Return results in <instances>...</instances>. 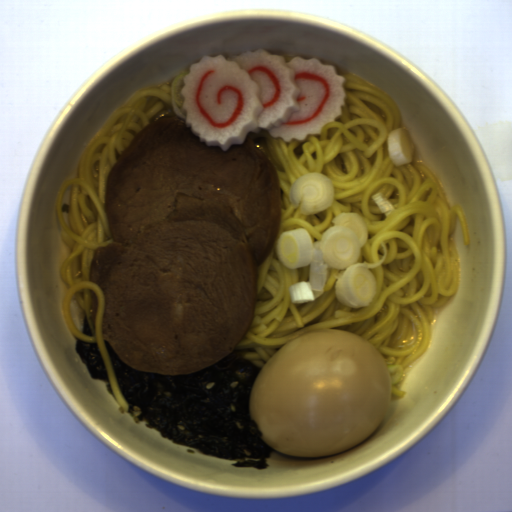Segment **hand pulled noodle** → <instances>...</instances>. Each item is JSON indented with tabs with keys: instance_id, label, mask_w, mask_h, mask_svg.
Returning <instances> with one entry per match:
<instances>
[{
	"instance_id": "hand-pulled-noodle-1",
	"label": "hand pulled noodle",
	"mask_w": 512,
	"mask_h": 512,
	"mask_svg": "<svg viewBox=\"0 0 512 512\" xmlns=\"http://www.w3.org/2000/svg\"><path fill=\"white\" fill-rule=\"evenodd\" d=\"M346 94L341 115L307 134L304 141L285 142L268 131L250 132L278 173L281 221L276 238L286 230L306 228L312 242L333 226L342 212L361 215L368 231L358 262L376 263L377 294L371 305L348 307L336 298L338 270L329 269L325 292L315 302L293 304L288 288L308 281L309 267L287 269L275 252V241L256 267L252 321L238 350L243 359L262 367L296 338L320 328L359 335L371 343L388 365L403 369L419 358L431 342L437 307L455 295L460 263L456 218L466 246L471 236L464 213L448 201L432 168L421 159L396 166L388 138L405 128L399 104L390 93L361 78L344 76ZM320 173L334 186L331 207L306 215L290 199L289 189L302 175ZM381 192L394 211L385 216L372 195Z\"/></svg>"
},
{
	"instance_id": "hand-pulled-noodle-2",
	"label": "hand pulled noodle",
	"mask_w": 512,
	"mask_h": 512,
	"mask_svg": "<svg viewBox=\"0 0 512 512\" xmlns=\"http://www.w3.org/2000/svg\"><path fill=\"white\" fill-rule=\"evenodd\" d=\"M168 117H177L172 106L171 82L136 90L98 126L80 155L76 177L61 183L55 197L57 218L62 228L59 236L69 250L58 268L65 287L61 311L66 328L74 339L97 344L107 369L110 391L126 411L129 405L120 391L103 338L105 293L95 282H90L91 268L95 251L114 242L106 210L111 170L145 127ZM89 289L97 298L96 330ZM70 297L77 299L81 308L79 330L69 314ZM85 315L93 337L81 332Z\"/></svg>"
},
{
	"instance_id": "hand-pulled-noodle-3",
	"label": "hand pulled noodle",
	"mask_w": 512,
	"mask_h": 512,
	"mask_svg": "<svg viewBox=\"0 0 512 512\" xmlns=\"http://www.w3.org/2000/svg\"><path fill=\"white\" fill-rule=\"evenodd\" d=\"M390 393L398 398L405 396L407 392L405 390H398L396 386L391 385Z\"/></svg>"
}]
</instances>
